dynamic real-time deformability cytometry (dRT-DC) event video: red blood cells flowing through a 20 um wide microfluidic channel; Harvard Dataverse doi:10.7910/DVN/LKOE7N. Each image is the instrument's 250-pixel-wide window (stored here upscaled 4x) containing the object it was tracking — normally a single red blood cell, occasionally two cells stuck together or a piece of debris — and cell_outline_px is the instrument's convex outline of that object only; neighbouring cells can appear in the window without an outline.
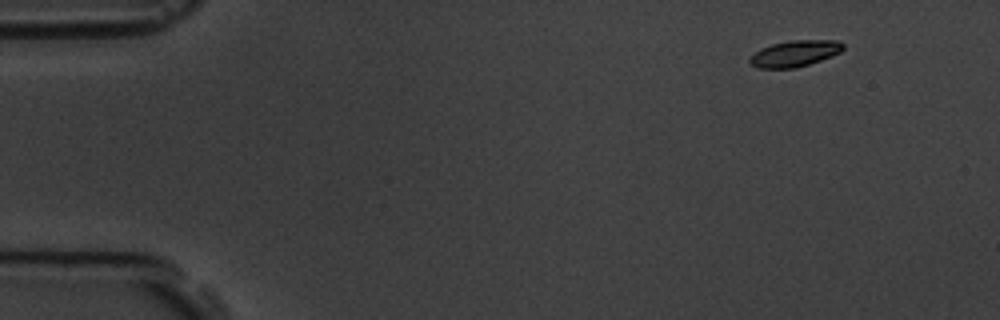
{"species": "common noctule bat (a hibernating species)", "species_latin": "Nyctalus noctula", "temperature_condition": "room temperature", "stored_images_in_passage": 4, "camera_frame_rate_fps": 3000, "um_per_image_px": 0.085, "animal": {"sex": "male", "body_mass_g": 19.5, "forearm_length_mm": 54.6}, "frame": {"image": 1, "passage_image": 1, "time_ms": 0.0, "image_size_px": [1000, 320], "cell_outline_px": [[844, 48], [840, 52], [832, 56], [796, 68], [756, 68], [748, 60], [760, 48], [772, 44], [788, 40], [840, 40], [844, 44]], "centroid_in_image_um": [67.58, 4.54], "position_along_channel_um": 17.4, "area_um2": 14.28}}
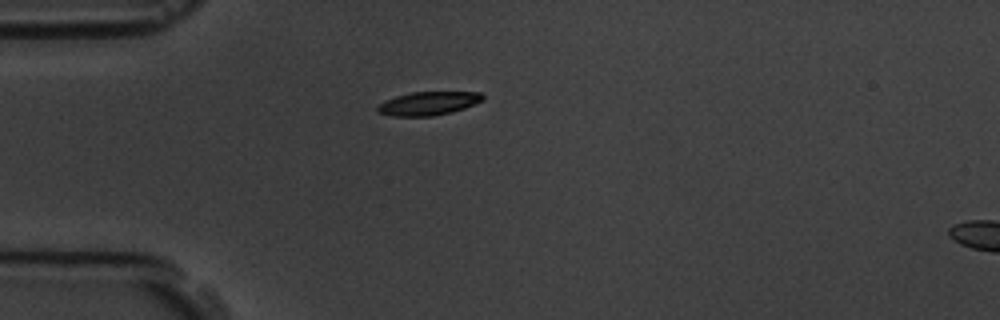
{"frame": {"image": 2, "passage_image": 4, "time_ms": 3.333, "image_size_px": [1000, 320], "cell_outline_px": [[484, 100], [464, 108], [452, 112], [432, 116], [392, 116], [376, 112], [376, 108], [384, 100], [396, 96], [412, 92], [480, 92], [484, 96]], "centroid_in_image_um": [36.39, 8.79], "position_along_channel_um": 48.6, "area_um2": 14.45}}